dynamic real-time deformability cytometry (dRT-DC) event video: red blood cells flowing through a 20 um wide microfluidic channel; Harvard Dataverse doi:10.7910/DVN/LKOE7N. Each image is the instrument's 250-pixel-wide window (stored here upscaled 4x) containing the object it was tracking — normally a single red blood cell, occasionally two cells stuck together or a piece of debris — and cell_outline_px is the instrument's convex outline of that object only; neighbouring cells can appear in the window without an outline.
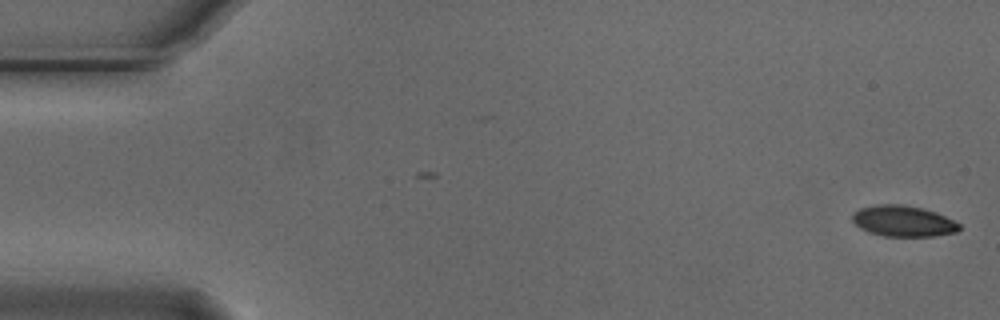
{"species": "Egyptian fruit bat (a non-hibernating species)", "species_latin": "Rousettus aegyptiacus", "temperature_condition": "cold", "stored_images_in_passage": 55, "camera_frame_rate_fps": 3000, "um_per_image_px": 0.085, "animal": {"sex": "male"}, "frame": {"image": 1, "passage_image": 1, "time_ms": 0.0, "image_size_px": [1000, 320], "cell_outline_px": [[960, 228], [956, 232], [932, 236], [884, 236], [868, 232], [860, 228], [852, 220], [852, 212], [860, 208], [880, 204], [900, 204], [920, 208], [936, 212], [960, 224]], "centroid_in_image_um": [76.74, 18.79], "position_along_channel_um": 8.3, "area_um2": 19.13}}
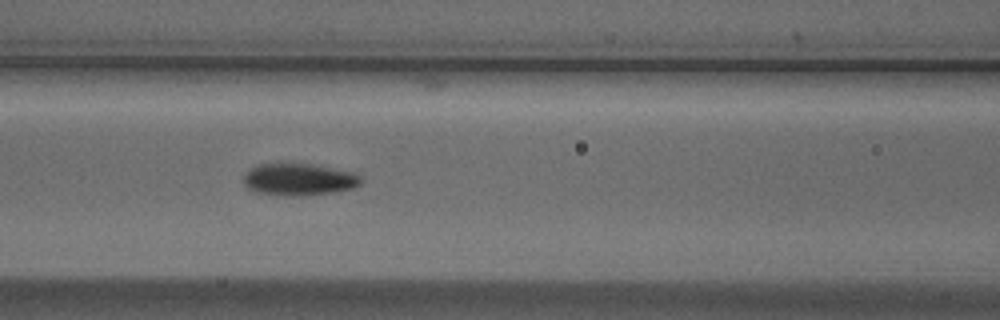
{"frame": {"image": 2, "passage_image": 23, "time_ms": 7.333, "image_size_px": [1000, 320], "cell_outline_px": [[360, 184], [352, 188], [332, 192], [300, 196], [296, 196], [256, 192], [248, 188], [244, 184], [244, 172], [256, 164], [308, 164], [356, 172], [360, 176]], "centroid_in_image_um": [25.38, 15.24], "position_along_channel_um": 141.2, "area_um2": 21.68}}
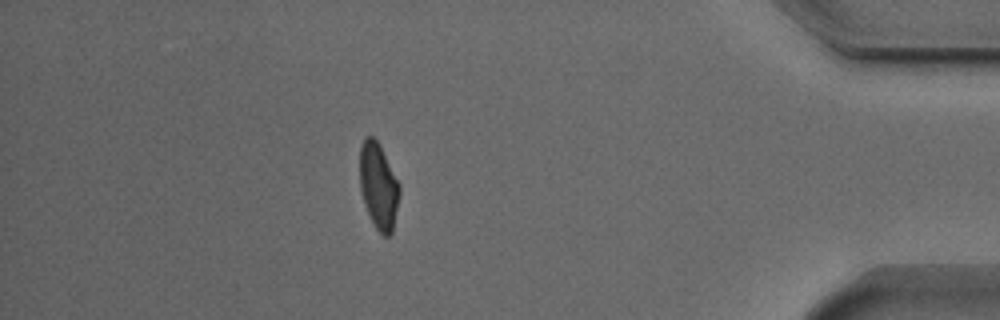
{"frame": {"image": 3, "passage_image": 48, "time_ms": 15.667, "image_size_px": [1000, 320], "cell_outline_px": [[400, 192], [392, 232], [388, 236], [384, 236], [376, 228], [364, 204], [360, 188], [360, 148], [364, 136], [372, 136], [380, 144], [400, 184]], "centroid_in_image_um": [32.17, 15.77], "position_along_channel_um": 403.0, "area_um2": 19.88}, "authors_computed_cell_mechanics": {"area_um2": 20.4034, "velocity_mm_per_s": 3.7065, "shape_relaxation_time_tau1_ms": 2.2309, "shape_relaxation_time_tau2_ms": 2.2826, "deformation_change_tau1": 0.117, "deformation_change_tau2": 0.0511}}